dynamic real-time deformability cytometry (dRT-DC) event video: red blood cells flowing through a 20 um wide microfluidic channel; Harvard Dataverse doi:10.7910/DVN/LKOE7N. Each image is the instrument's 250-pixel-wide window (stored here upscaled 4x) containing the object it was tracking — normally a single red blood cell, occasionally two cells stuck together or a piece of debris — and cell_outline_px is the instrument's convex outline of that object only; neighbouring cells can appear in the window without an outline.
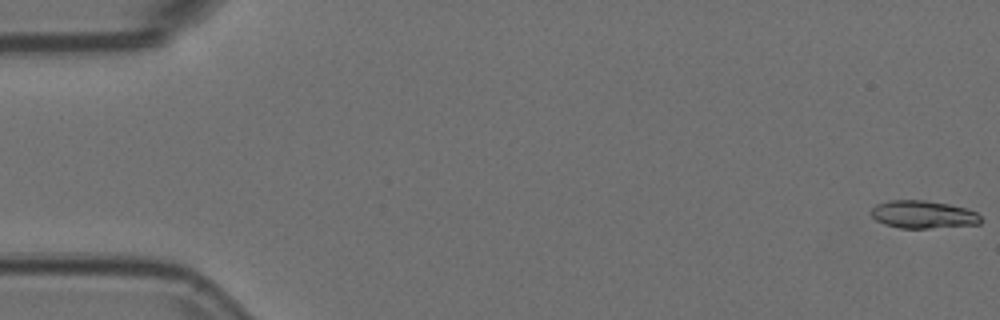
{"species": "Egyptian fruit bat (a non-hibernating species)", "species_latin": "Rousettus aegyptiacus", "temperature_condition": "room temperature", "stored_images_in_passage": 8, "camera_frame_rate_fps": 3000, "um_per_image_px": 0.085, "animal": {"sex": "female"}, "frame": {"image": 1, "passage_image": 1, "time_ms": 0.0, "image_size_px": [1000, 320], "cell_outline_px": [[984, 220], [980, 224], [928, 228], [900, 228], [884, 224], [876, 220], [872, 216], [872, 208], [876, 204], [888, 200], [924, 200], [948, 204], [964, 208], [976, 212]], "centroid_in_image_um": [78.47, 18.23], "position_along_channel_um": 6.5, "area_um2": 17.69}}
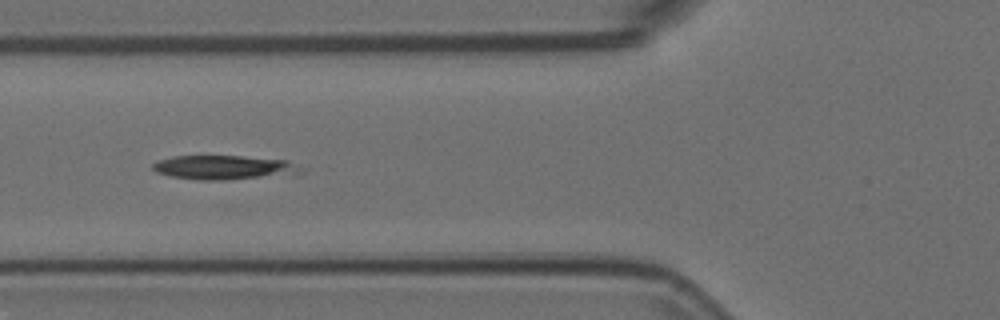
{"frame": {"image": 2, "passage_image": 7, "time_ms": 2.0, "image_size_px": [1000, 320], "cell_outline_px": [[300, 172], [224, 180], [196, 180], [172, 176], [156, 172], [152, 168], [152, 164], [156, 160], [172, 156], [240, 156], [288, 160], [300, 168]], "centroid_in_image_um": [18.88, 14.21], "position_along_channel_um": 106.9, "area_um2": 20.35}}
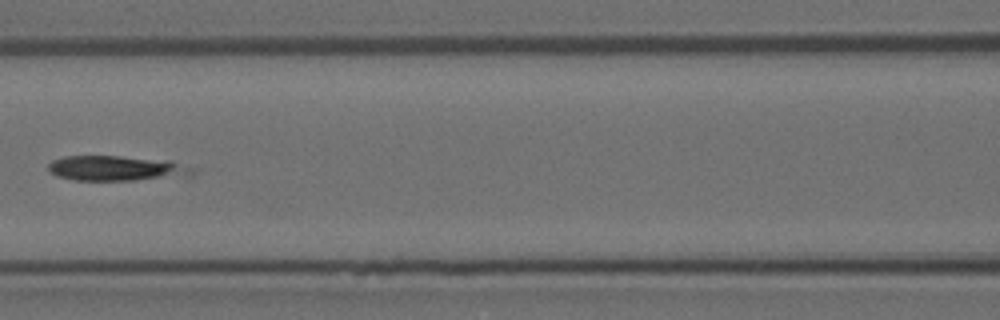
{"frame": {"image": 3, "passage_image": 8, "time_ms": 2.333, "image_size_px": [1000, 320], "cell_outline_px": [[196, 172], [192, 176], [132, 180], [72, 180], [56, 176], [48, 172], [48, 164], [52, 160], [64, 156], [120, 156], [172, 160], [196, 168]], "centroid_in_image_um": [9.95, 14.3], "position_along_channel_um": 156.7, "area_um2": 21.56}}